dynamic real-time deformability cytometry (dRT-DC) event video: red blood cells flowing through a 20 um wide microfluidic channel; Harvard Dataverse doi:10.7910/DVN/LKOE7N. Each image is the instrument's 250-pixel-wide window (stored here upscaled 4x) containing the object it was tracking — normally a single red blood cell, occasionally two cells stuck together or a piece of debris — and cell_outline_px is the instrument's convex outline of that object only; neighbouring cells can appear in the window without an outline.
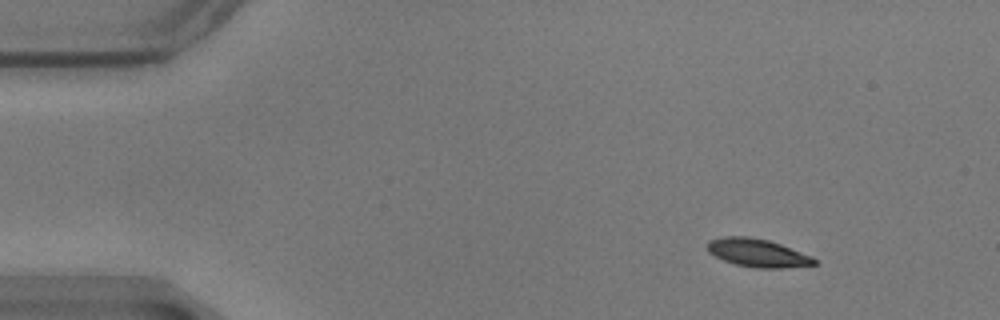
{"species": "common noctule bat (a hibernating species)", "species_latin": "Nyctalus noctula", "temperature_condition": "warm", "stored_images_in_passage": 53, "camera_frame_rate_fps": 3000, "um_per_image_px": 0.085, "animal": {"sex": "male", "body_mass_g": 17.9}, "frame": {"image": 1, "passage_image": 1, "time_ms": 0.0, "image_size_px": [1000, 320], "cell_outline_px": [[816, 264], [780, 268], [756, 268], [736, 264], [724, 260], [708, 252], [708, 240], [724, 236], [748, 236], [768, 240], [780, 244], [812, 256], [816, 260]], "centroid_in_image_um": [64.38, 21.48], "position_along_channel_um": 20.6, "area_um2": 17.34}}
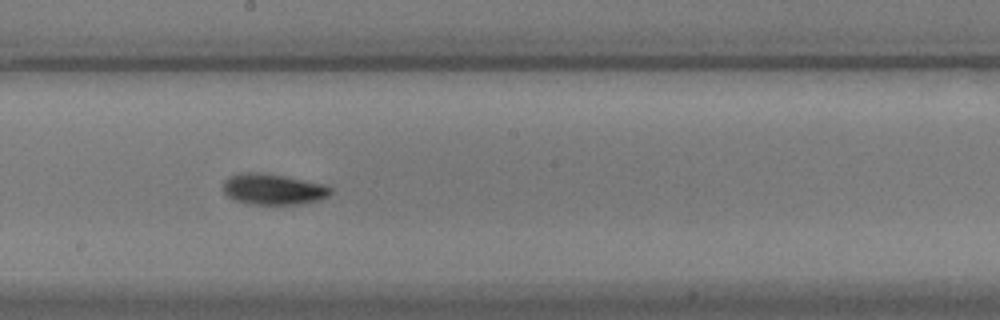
{"frame": {"image": 2, "passage_image": 26, "time_ms": 8.333, "image_size_px": [1000, 320], "cell_outline_px": [[332, 192], [328, 196], [320, 200], [300, 204], [248, 204], [236, 200], [228, 196], [224, 192], [224, 180], [228, 176], [240, 172], [260, 172], [284, 176], [324, 184], [332, 188]], "centroid_in_image_um": [23.22, 16.08], "position_along_channel_um": 225.0, "area_um2": 19.42}}
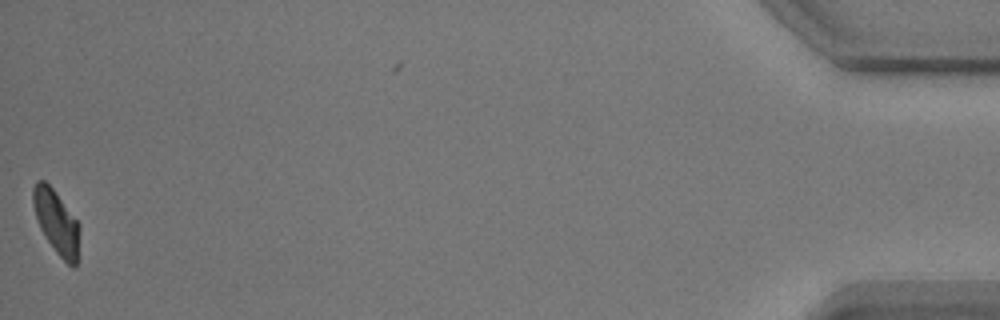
{"frame": {"image": 3, "passage_image": 52, "time_ms": 17.0, "image_size_px": [1000, 320], "cell_outline_px": [[80, 228], [76, 268], [72, 268], [56, 252], [40, 228], [32, 204], [32, 188], [36, 180], [44, 180], [52, 188], [80, 224]], "centroid_in_image_um": [4.8, 18.87], "position_along_channel_um": 430.4, "area_um2": 17.17}, "authors_computed_cell_mechanics": {"area_um2": 18.0914, "velocity_mm_per_s": 3.4729, "shape_relaxation_time_tau1_ms": 2.7566, "shape_relaxation_time_tau2_ms": 4.3256, "deformation_change_tau1": 0.1263, "deformation_change_tau2": 0.0963}}